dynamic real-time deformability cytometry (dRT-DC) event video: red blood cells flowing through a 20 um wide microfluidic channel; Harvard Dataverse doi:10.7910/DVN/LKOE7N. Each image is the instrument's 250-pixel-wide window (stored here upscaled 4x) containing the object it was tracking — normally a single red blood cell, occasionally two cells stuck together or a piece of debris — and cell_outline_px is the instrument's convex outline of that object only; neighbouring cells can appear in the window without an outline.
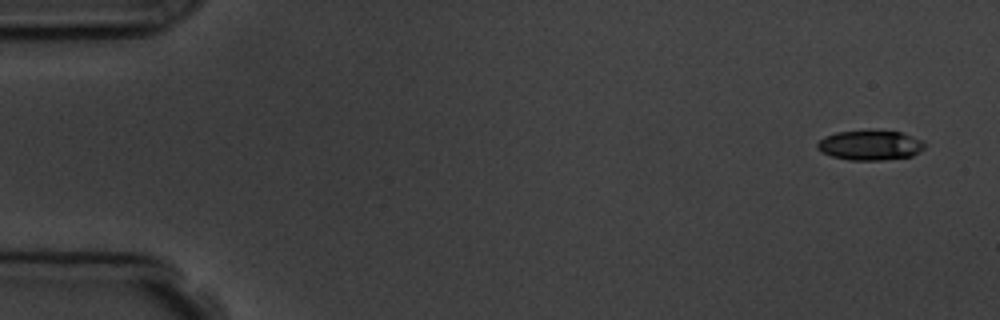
{"species": "common noctule bat (a hibernating species)", "species_latin": "Nyctalus noctula", "temperature_condition": "room temperature", "stored_images_in_passage": 5, "camera_frame_rate_fps": 3000, "um_per_image_px": 0.085, "animal": {"sex": "male", "body_mass_g": 19.5, "forearm_length_mm": 54.6}, "frame": {"image": 1, "passage_image": 1, "time_ms": 0.0, "image_size_px": [1000, 320], "cell_outline_px": [[924, 148], [920, 152], [912, 156], [884, 160], [848, 160], [832, 156], [820, 152], [816, 148], [816, 144], [824, 136], [836, 132], [900, 132], [920, 140], [924, 144]], "centroid_in_image_um": [73.91, 12.38], "position_along_channel_um": 11.1, "area_um2": 18.26}}
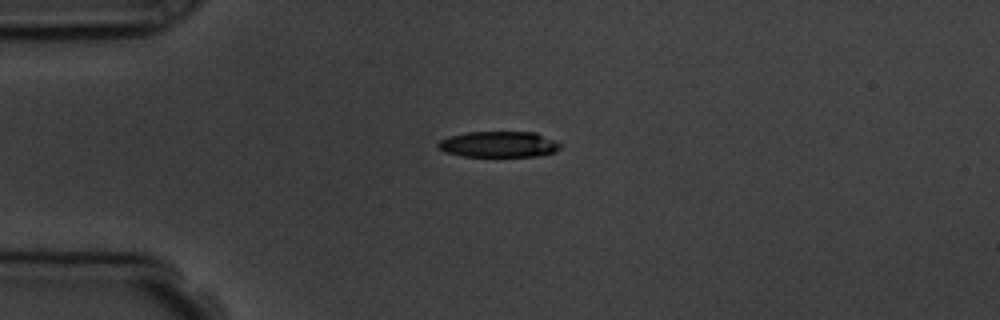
{"frame": {"image": 2, "passage_image": 4, "time_ms": 3.667, "image_size_px": [1000, 320], "cell_outline_px": [[564, 144], [556, 152], [536, 156], [464, 156], [444, 152], [436, 144], [440, 140], [452, 136], [468, 132], [536, 132], [556, 140]], "centroid_in_image_um": [42.47, 12.26], "position_along_channel_um": 42.5, "area_um2": 18.5}}